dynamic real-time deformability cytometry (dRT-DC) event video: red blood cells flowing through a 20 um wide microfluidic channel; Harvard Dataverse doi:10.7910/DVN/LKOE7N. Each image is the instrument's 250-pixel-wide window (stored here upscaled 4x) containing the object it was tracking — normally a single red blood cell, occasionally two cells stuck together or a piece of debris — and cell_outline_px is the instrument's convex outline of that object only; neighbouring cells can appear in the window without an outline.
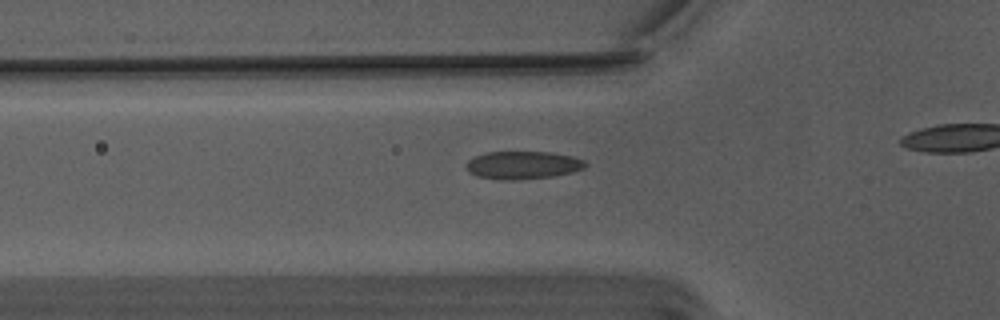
{"species": "Egyptian fruit bat (a non-hibernating species)", "species_latin": "Rousettus aegyptiacus", "temperature_condition": "warm", "stored_images_in_passage": 35, "camera_frame_rate_fps": 3000, "um_per_image_px": 0.085, "animal": {"sex": "male"}, "frame": {"image": 1, "passage_image": 10, "time_ms": 3.0, "image_size_px": [1000, 320], "cell_outline_px": [[588, 164], [584, 168], [572, 172], [552, 176], [512, 180], [504, 180], [476, 176], [468, 172], [464, 164], [472, 156], [488, 152], [552, 152], [572, 156], [584, 160]], "centroid_in_image_um": [44.4, 14.02], "position_along_channel_um": 81.4, "area_um2": 19.48}}
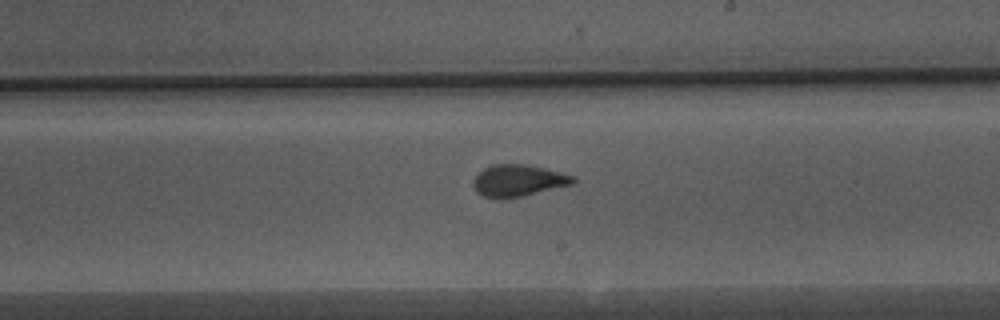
{"frame": {"image": 2, "passage_image": 23, "time_ms": 7.333, "image_size_px": [1000, 320], "cell_outline_px": [[576, 180], [572, 184], [520, 196], [500, 200], [492, 200], [476, 192], [472, 184], [472, 180], [484, 168], [492, 164], [524, 164], [544, 168], [560, 172], [572, 176]], "centroid_in_image_um": [43.97, 15.36], "position_along_channel_um": 245.0, "area_um2": 18.44}}
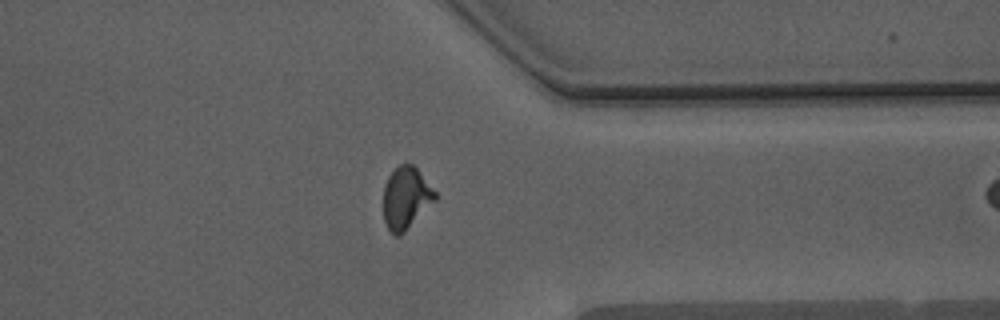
{"frame": {"image": 3, "passage_image": 34, "time_ms": 11.0, "image_size_px": [1000, 320], "cell_outline_px": [[436, 200], [400, 236], [396, 236], [388, 228], [384, 220], [384, 184], [388, 176], [400, 164], [412, 164], [416, 168], [436, 192]], "centroid_in_image_um": [34.5, 16.83], "position_along_channel_um": 376.9, "area_um2": 18.44}}